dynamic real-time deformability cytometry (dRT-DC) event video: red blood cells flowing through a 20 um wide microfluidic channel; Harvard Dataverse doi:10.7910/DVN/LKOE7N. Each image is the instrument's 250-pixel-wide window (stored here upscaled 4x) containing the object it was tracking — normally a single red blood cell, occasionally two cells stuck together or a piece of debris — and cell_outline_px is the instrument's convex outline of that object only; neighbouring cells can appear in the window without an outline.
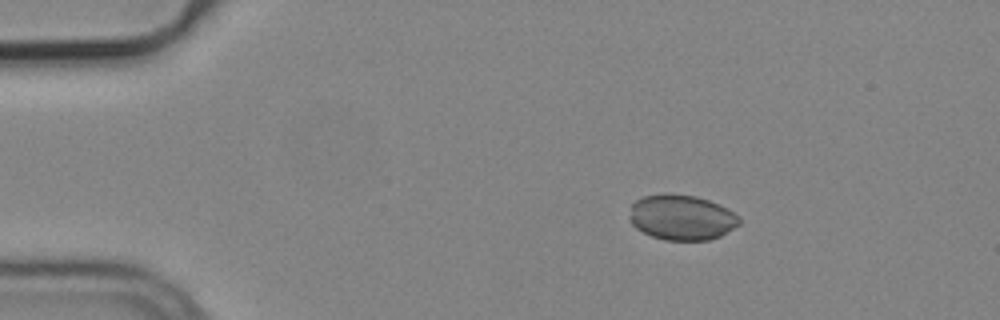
{"species": "common noctule bat (a hibernating species)", "species_latin": "Nyctalus noctula", "temperature_condition": "cold", "stored_images_in_passage": 4, "segment_of_instrument_passage": [1, 2], "camera_frame_rate_fps": 3000, "um_per_image_px": 0.085, "animal": {"sex": "male", "body_mass_g": 19.2, "forearm_length_mm": 51.8}, "frame": {"image": 1, "passage_image": 1, "time_ms": 0.0, "image_size_px": [1000, 320], "cell_outline_px": [[740, 224], [720, 236], [708, 240], [664, 240], [652, 236], [636, 228], [628, 220], [628, 216], [632, 204], [636, 200], [644, 196], [664, 192], [668, 192], [696, 196], [720, 204], [732, 212], [740, 220]], "centroid_in_image_um": [57.89, 18.46], "position_along_channel_um": 27.1, "area_um2": 29.19}}